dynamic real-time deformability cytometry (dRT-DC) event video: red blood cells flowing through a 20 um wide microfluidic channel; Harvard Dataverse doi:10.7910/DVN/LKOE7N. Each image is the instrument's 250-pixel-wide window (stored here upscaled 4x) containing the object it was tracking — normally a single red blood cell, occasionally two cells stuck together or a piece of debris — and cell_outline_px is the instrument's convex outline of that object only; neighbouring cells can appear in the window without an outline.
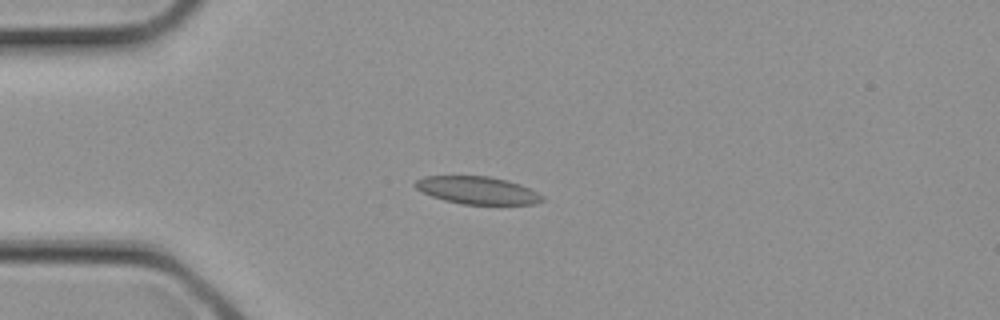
{"species": "common noctule bat (a hibernating species)", "species_latin": "Nyctalus noctula", "temperature_condition": "cold", "stored_images_in_passage": 3, "camera_frame_rate_fps": 3000, "um_per_image_px": 0.085, "animal": {"sex": "female", "body_mass_g": 21.9}, "frame": {"image": 1, "passage_image": 3, "time_ms": 0.667, "image_size_px": [1000, 320], "cell_outline_px": [[544, 200], [536, 204], [460, 204], [444, 200], [432, 196], [416, 188], [412, 184], [416, 180], [424, 176], [488, 176], [520, 184], [544, 196]], "centroid_in_image_um": [40.56, 16.18], "position_along_channel_um": 44.4, "area_um2": 20.29}}